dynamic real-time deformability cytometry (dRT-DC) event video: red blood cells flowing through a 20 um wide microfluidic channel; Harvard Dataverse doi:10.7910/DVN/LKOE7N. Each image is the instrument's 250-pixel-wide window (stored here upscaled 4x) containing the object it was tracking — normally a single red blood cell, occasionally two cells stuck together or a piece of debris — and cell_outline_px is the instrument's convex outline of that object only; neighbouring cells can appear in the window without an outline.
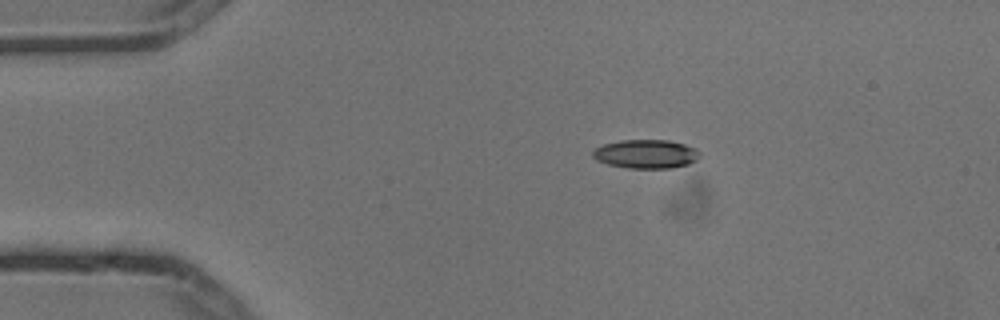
{"species": "common noctule bat (a hibernating species)", "species_latin": "Nyctalus noctula", "temperature_condition": "cold", "stored_images_in_passage": 5, "camera_frame_rate_fps": 3000, "um_per_image_px": 0.085, "animal": {"sex": "male", "body_mass_g": 13.3}, "frame": {"image": 1, "passage_image": 1, "time_ms": 0.0, "image_size_px": [1000, 320], "cell_outline_px": [[700, 156], [696, 160], [688, 164], [672, 168], [628, 168], [608, 164], [596, 160], [592, 156], [592, 152], [596, 148], [604, 144], [620, 140], [668, 140], [684, 144], [696, 148], [700, 152]], "centroid_in_image_um": [54.92, 13.09], "position_along_channel_um": 30.1, "area_um2": 17.98}}
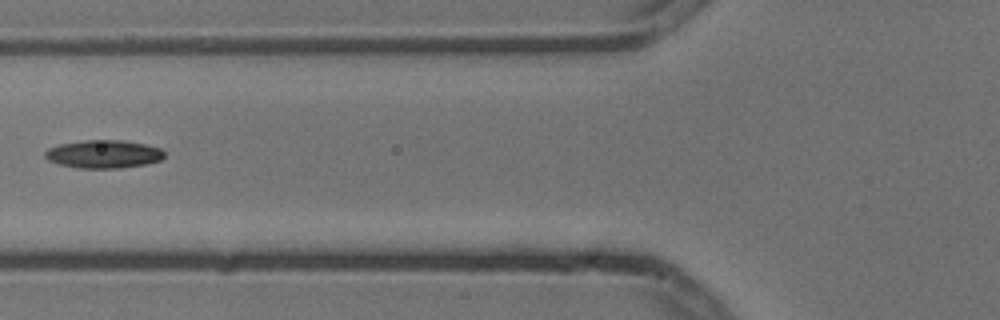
{"frame": {"image": 2, "passage_image": 4, "time_ms": 1.0, "image_size_px": [1000, 320], "cell_outline_px": [[164, 156], [160, 160], [144, 164], [120, 168], [80, 168], [60, 164], [48, 160], [44, 156], [44, 152], [48, 148], [60, 144], [84, 140], [124, 140], [144, 144], [160, 148], [164, 152]], "centroid_in_image_um": [8.79, 13.09], "position_along_channel_um": 117.0, "area_um2": 19.42}}
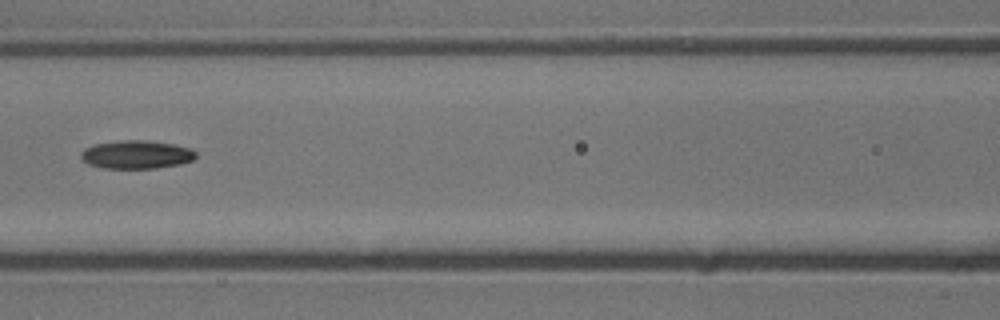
{"frame": {"image": 3, "passage_image": 5, "time_ms": 1.333, "image_size_px": [1000, 320], "cell_outline_px": [[196, 156], [192, 160], [180, 164], [156, 168], [104, 168], [88, 164], [80, 156], [80, 152], [84, 148], [96, 144], [124, 140], [148, 140], [172, 144], [192, 148], [196, 152]], "centroid_in_image_um": [11.61, 13.13], "position_along_channel_um": 155.0, "area_um2": 18.9}}